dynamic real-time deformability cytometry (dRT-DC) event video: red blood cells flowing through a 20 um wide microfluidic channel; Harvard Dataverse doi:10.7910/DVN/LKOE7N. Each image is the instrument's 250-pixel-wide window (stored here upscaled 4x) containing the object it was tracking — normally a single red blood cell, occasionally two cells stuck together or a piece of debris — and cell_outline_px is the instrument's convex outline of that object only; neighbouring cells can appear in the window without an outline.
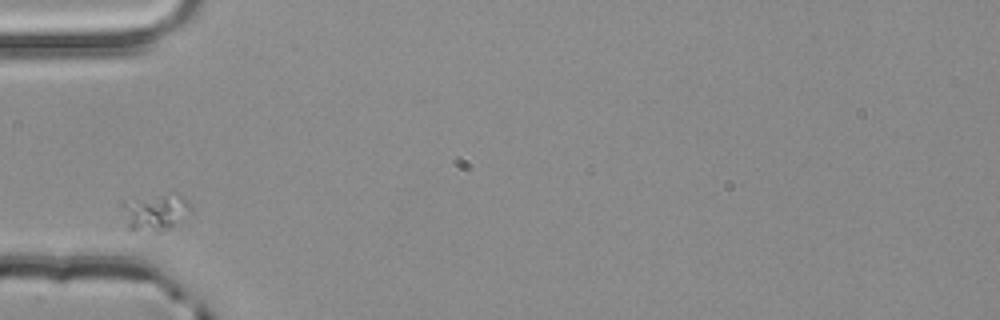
{"species": "common noctule bat (a hibernating species)", "species_latin": "Nyctalus noctula", "temperature_condition": "room temperature", "stored_images_in_passage": 1, "camera_frame_rate_fps": 3000, "um_per_image_px": 0.085, "animal": {"sex": "male", "body_mass_g": 20.4}, "frame": {"image": 1, "passage_image": 1, "time_ms": 0.0, "image_size_px": [1000, 320], "cell_outline_px": [[192, 212], [168, 228], [160, 232], [128, 228], [120, 204], [168, 192], [180, 192], [192, 204]], "centroid_in_image_um": [13.3, 17.98], "position_along_channel_um": 71.7, "area_um2": 14.62}}